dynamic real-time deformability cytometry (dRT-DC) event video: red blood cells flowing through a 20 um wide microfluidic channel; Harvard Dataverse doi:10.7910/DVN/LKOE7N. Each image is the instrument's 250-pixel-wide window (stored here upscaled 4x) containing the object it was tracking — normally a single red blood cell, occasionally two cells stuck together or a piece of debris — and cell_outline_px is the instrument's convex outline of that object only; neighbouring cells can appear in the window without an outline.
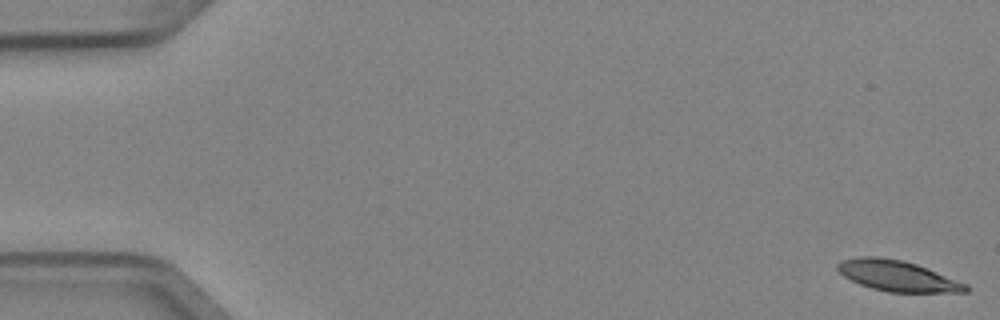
{"species": "Egyptian fruit bat (a non-hibernating species)", "species_latin": "Rousettus aegyptiacus", "temperature_condition": "cold", "stored_images_in_passage": 5, "camera_frame_rate_fps": 3000, "um_per_image_px": 0.085, "animal": {"sex": "female"}, "frame": {"image": 1, "passage_image": 1, "time_ms": 0.0, "image_size_px": [1000, 320], "cell_outline_px": [[968, 292], [888, 292], [872, 288], [860, 284], [844, 276], [836, 268], [836, 264], [844, 260], [860, 256], [880, 256], [904, 260], [928, 268], [968, 284]], "centroid_in_image_um": [76.3, 23.44], "position_along_channel_um": 8.7, "area_um2": 22.95}}
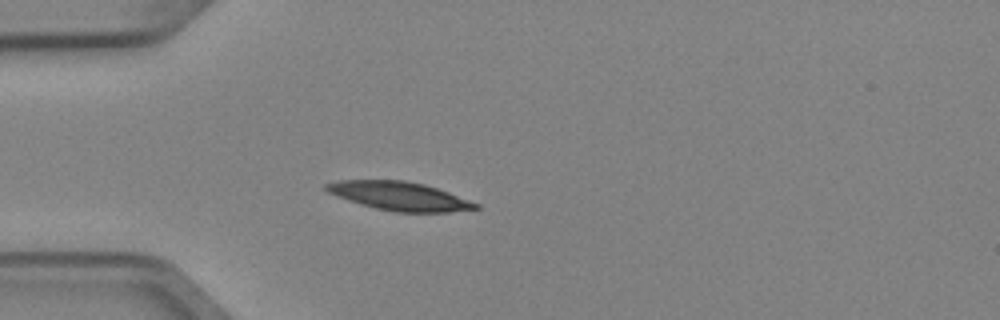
{"frame": {"image": 2, "passage_image": 5, "time_ms": 1.333, "image_size_px": [1000, 320], "cell_outline_px": [[480, 208], [448, 212], [396, 212], [376, 208], [360, 204], [348, 200], [328, 192], [324, 188], [324, 184], [340, 180], [404, 180], [424, 184], [448, 192], [480, 204]], "centroid_in_image_um": [33.95, 16.66], "position_along_channel_um": 51.1, "area_um2": 24.74}}